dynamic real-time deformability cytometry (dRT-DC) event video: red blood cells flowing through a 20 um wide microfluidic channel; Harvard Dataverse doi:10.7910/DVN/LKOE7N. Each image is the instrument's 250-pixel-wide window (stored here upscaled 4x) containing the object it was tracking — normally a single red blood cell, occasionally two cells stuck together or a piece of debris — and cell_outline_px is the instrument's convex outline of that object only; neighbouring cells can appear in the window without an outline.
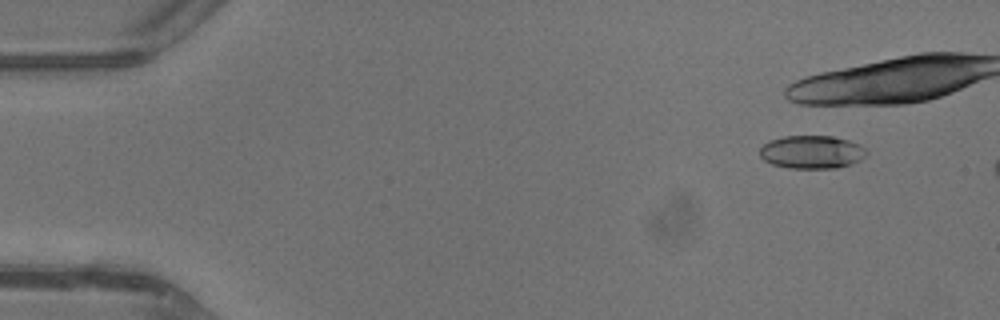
{"species": "common noctule bat (a hibernating species)", "species_latin": "Nyctalus noctula", "temperature_condition": "warm", "stored_images_in_passage": 10, "camera_frame_rate_fps": 3000, "um_per_image_px": 0.085, "animal": {"sex": "male", "body_mass_g": 13.3}, "frame": {"image": 1, "passage_image": 5, "time_ms": 1.333, "image_size_px": [1000, 320], "cell_outline_px": [[868, 152], [860, 160], [852, 164], [836, 168], [788, 168], [772, 164], [764, 160], [760, 156], [760, 148], [768, 140], [784, 136], [832, 136], [848, 140], [860, 144]], "centroid_in_image_um": [68.99, 12.92], "position_along_channel_um": 16.0, "area_um2": 20.69}}